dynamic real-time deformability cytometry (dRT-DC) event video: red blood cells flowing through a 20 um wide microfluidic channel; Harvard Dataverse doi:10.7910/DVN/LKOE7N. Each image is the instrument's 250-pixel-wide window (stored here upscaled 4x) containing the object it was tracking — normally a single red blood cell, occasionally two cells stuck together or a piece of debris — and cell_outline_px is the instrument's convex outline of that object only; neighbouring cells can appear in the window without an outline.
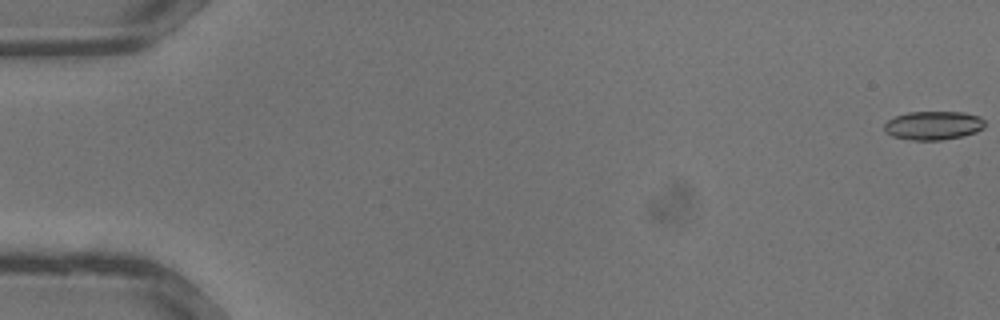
{"species": "common noctule bat (a hibernating species)", "species_latin": "Nyctalus noctula", "temperature_condition": "warm", "stored_images_in_passage": 35, "camera_frame_rate_fps": 3000, "um_per_image_px": 0.085, "animal": {"sex": "male", "body_mass_g": 13.3}, "frame": {"image": 1, "passage_image": 1, "time_ms": 0.0, "image_size_px": [1000, 320], "cell_outline_px": [[984, 128], [976, 132], [964, 136], [940, 140], [912, 140], [892, 136], [884, 128], [884, 124], [888, 120], [896, 116], [908, 112], [964, 112], [980, 116], [984, 120]], "centroid_in_image_um": [79.37, 10.66], "position_along_channel_um": 5.6, "area_um2": 16.82}}
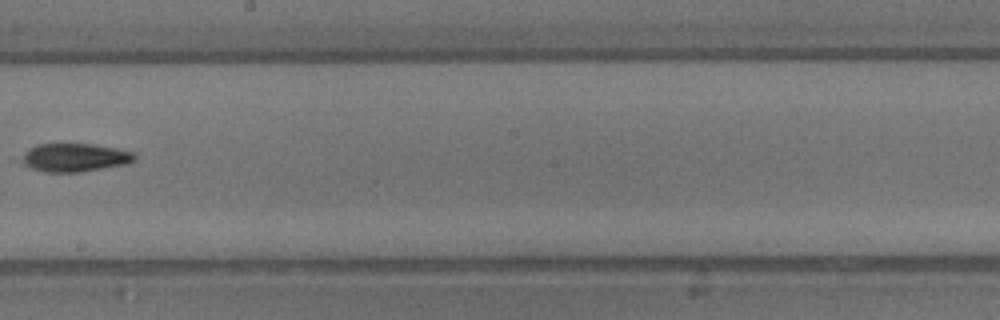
{"frame": {"image": 2, "passage_image": 21, "time_ms": 6.667, "image_size_px": [1000, 320], "cell_outline_px": [[136, 160], [128, 164], [80, 172], [44, 172], [20, 164], [20, 160], [28, 148], [36, 144], [92, 144], [116, 148], [136, 152]], "centroid_in_image_um": [6.36, 13.39], "position_along_channel_um": 241.8, "area_um2": 18.9}}
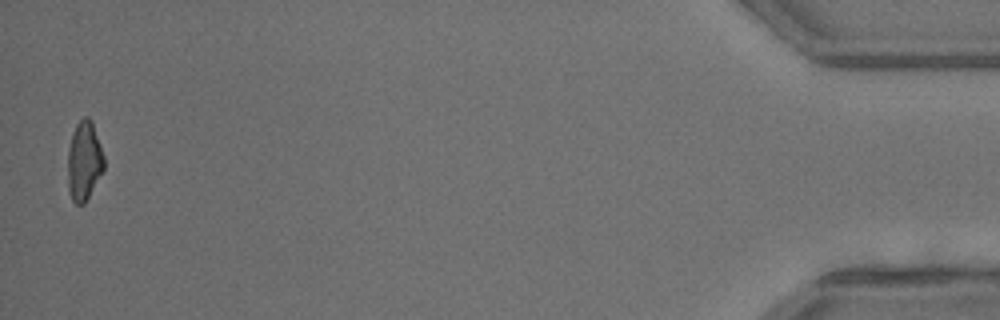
{"frame": {"image": 3, "passage_image": 35, "time_ms": 11.333, "image_size_px": [1000, 320], "cell_outline_px": [[104, 168], [84, 204], [76, 204], [72, 200], [68, 192], [68, 148], [72, 132], [76, 124], [84, 116], [88, 116], [92, 120], [104, 156]], "centroid_in_image_um": [7.14, 13.65], "position_along_channel_um": 428.1, "area_um2": 16.76}}